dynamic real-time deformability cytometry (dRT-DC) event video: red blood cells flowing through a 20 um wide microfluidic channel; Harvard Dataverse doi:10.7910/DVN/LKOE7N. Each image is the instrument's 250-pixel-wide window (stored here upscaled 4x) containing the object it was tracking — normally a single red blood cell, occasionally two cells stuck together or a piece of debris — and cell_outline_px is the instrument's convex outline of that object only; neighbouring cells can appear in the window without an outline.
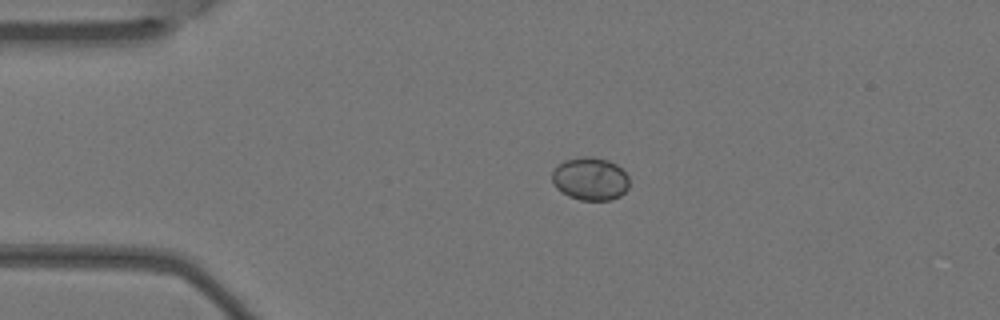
{"species": "Egyptian fruit bat (a non-hibernating species)", "species_latin": "Rousettus aegyptiacus", "temperature_condition": "warm", "stored_images_in_passage": 2, "camera_frame_rate_fps": 3000, "um_per_image_px": 0.085, "animal": {"sex": "female"}, "frame": {"image": 1, "passage_image": 1, "time_ms": 0.0, "image_size_px": [1000, 320], "cell_outline_px": [[628, 188], [620, 196], [608, 200], [580, 200], [568, 196], [560, 192], [556, 188], [552, 180], [552, 172], [564, 160], [584, 156], [592, 156], [608, 160], [616, 164], [628, 176]], "centroid_in_image_um": [50.16, 15.2], "position_along_channel_um": 34.8, "area_um2": 19.31}}